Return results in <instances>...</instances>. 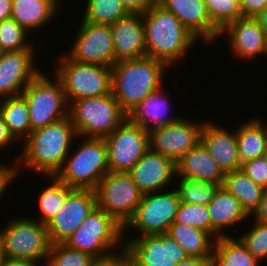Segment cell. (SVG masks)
Masks as SVG:
<instances>
[{"mask_svg":"<svg viewBox=\"0 0 267 266\" xmlns=\"http://www.w3.org/2000/svg\"><path fill=\"white\" fill-rule=\"evenodd\" d=\"M110 29L116 62L147 56L143 14L129 13L126 17L110 24Z\"/></svg>","mask_w":267,"mask_h":266,"instance_id":"obj_21","label":"cell"},{"mask_svg":"<svg viewBox=\"0 0 267 266\" xmlns=\"http://www.w3.org/2000/svg\"><path fill=\"white\" fill-rule=\"evenodd\" d=\"M94 191L97 207L123 227L133 217L143 196L128 172L109 171Z\"/></svg>","mask_w":267,"mask_h":266,"instance_id":"obj_10","label":"cell"},{"mask_svg":"<svg viewBox=\"0 0 267 266\" xmlns=\"http://www.w3.org/2000/svg\"><path fill=\"white\" fill-rule=\"evenodd\" d=\"M205 121L194 122L185 116L179 121L148 132L149 149L177 163L190 149L201 142Z\"/></svg>","mask_w":267,"mask_h":266,"instance_id":"obj_14","label":"cell"},{"mask_svg":"<svg viewBox=\"0 0 267 266\" xmlns=\"http://www.w3.org/2000/svg\"><path fill=\"white\" fill-rule=\"evenodd\" d=\"M252 225L239 239L254 257L262 261L267 259V224L254 221Z\"/></svg>","mask_w":267,"mask_h":266,"instance_id":"obj_39","label":"cell"},{"mask_svg":"<svg viewBox=\"0 0 267 266\" xmlns=\"http://www.w3.org/2000/svg\"><path fill=\"white\" fill-rule=\"evenodd\" d=\"M77 138L70 117L34 130L21 145L20 155L15 163L17 176L27 168L38 175L55 176L62 168L65 158L72 150ZM75 139V140H74Z\"/></svg>","mask_w":267,"mask_h":266,"instance_id":"obj_1","label":"cell"},{"mask_svg":"<svg viewBox=\"0 0 267 266\" xmlns=\"http://www.w3.org/2000/svg\"><path fill=\"white\" fill-rule=\"evenodd\" d=\"M174 266H212V257H188Z\"/></svg>","mask_w":267,"mask_h":266,"instance_id":"obj_47","label":"cell"},{"mask_svg":"<svg viewBox=\"0 0 267 266\" xmlns=\"http://www.w3.org/2000/svg\"><path fill=\"white\" fill-rule=\"evenodd\" d=\"M31 41L28 31L12 18L0 22V46L4 52L30 49Z\"/></svg>","mask_w":267,"mask_h":266,"instance_id":"obj_36","label":"cell"},{"mask_svg":"<svg viewBox=\"0 0 267 266\" xmlns=\"http://www.w3.org/2000/svg\"><path fill=\"white\" fill-rule=\"evenodd\" d=\"M81 139L77 150L68 154L55 177L73 188L94 190L109 172L107 144L104 138Z\"/></svg>","mask_w":267,"mask_h":266,"instance_id":"obj_4","label":"cell"},{"mask_svg":"<svg viewBox=\"0 0 267 266\" xmlns=\"http://www.w3.org/2000/svg\"><path fill=\"white\" fill-rule=\"evenodd\" d=\"M173 13L197 38L207 44L219 39L220 29L211 21L203 0H155Z\"/></svg>","mask_w":267,"mask_h":266,"instance_id":"obj_20","label":"cell"},{"mask_svg":"<svg viewBox=\"0 0 267 266\" xmlns=\"http://www.w3.org/2000/svg\"><path fill=\"white\" fill-rule=\"evenodd\" d=\"M3 53H4V51L1 49V46H0V58L3 55Z\"/></svg>","mask_w":267,"mask_h":266,"instance_id":"obj_53","label":"cell"},{"mask_svg":"<svg viewBox=\"0 0 267 266\" xmlns=\"http://www.w3.org/2000/svg\"><path fill=\"white\" fill-rule=\"evenodd\" d=\"M12 14V0H0V22L10 19Z\"/></svg>","mask_w":267,"mask_h":266,"instance_id":"obj_49","label":"cell"},{"mask_svg":"<svg viewBox=\"0 0 267 266\" xmlns=\"http://www.w3.org/2000/svg\"><path fill=\"white\" fill-rule=\"evenodd\" d=\"M0 114L15 141H25L30 136V112L21 95L0 99Z\"/></svg>","mask_w":267,"mask_h":266,"instance_id":"obj_31","label":"cell"},{"mask_svg":"<svg viewBox=\"0 0 267 266\" xmlns=\"http://www.w3.org/2000/svg\"><path fill=\"white\" fill-rule=\"evenodd\" d=\"M259 262L239 238L221 236L214 242L212 266H258Z\"/></svg>","mask_w":267,"mask_h":266,"instance_id":"obj_30","label":"cell"},{"mask_svg":"<svg viewBox=\"0 0 267 266\" xmlns=\"http://www.w3.org/2000/svg\"><path fill=\"white\" fill-rule=\"evenodd\" d=\"M243 17L257 16L266 6L267 0H239Z\"/></svg>","mask_w":267,"mask_h":266,"instance_id":"obj_41","label":"cell"},{"mask_svg":"<svg viewBox=\"0 0 267 266\" xmlns=\"http://www.w3.org/2000/svg\"><path fill=\"white\" fill-rule=\"evenodd\" d=\"M94 266H136V264L124 250L108 259L98 260Z\"/></svg>","mask_w":267,"mask_h":266,"instance_id":"obj_43","label":"cell"},{"mask_svg":"<svg viewBox=\"0 0 267 266\" xmlns=\"http://www.w3.org/2000/svg\"><path fill=\"white\" fill-rule=\"evenodd\" d=\"M174 222L202 229L212 236V222L207 205L181 201Z\"/></svg>","mask_w":267,"mask_h":266,"instance_id":"obj_37","label":"cell"},{"mask_svg":"<svg viewBox=\"0 0 267 266\" xmlns=\"http://www.w3.org/2000/svg\"><path fill=\"white\" fill-rule=\"evenodd\" d=\"M222 188L240 201L250 216L260 205L265 188L252 181L241 169L224 174Z\"/></svg>","mask_w":267,"mask_h":266,"instance_id":"obj_28","label":"cell"},{"mask_svg":"<svg viewBox=\"0 0 267 266\" xmlns=\"http://www.w3.org/2000/svg\"><path fill=\"white\" fill-rule=\"evenodd\" d=\"M35 51L33 45L30 49L3 53L0 58V99L20 96L41 72L35 64Z\"/></svg>","mask_w":267,"mask_h":266,"instance_id":"obj_17","label":"cell"},{"mask_svg":"<svg viewBox=\"0 0 267 266\" xmlns=\"http://www.w3.org/2000/svg\"><path fill=\"white\" fill-rule=\"evenodd\" d=\"M15 163L16 161L11 165H0V196L4 194L7 187L9 188V185L13 183L12 181H16L17 173Z\"/></svg>","mask_w":267,"mask_h":266,"instance_id":"obj_42","label":"cell"},{"mask_svg":"<svg viewBox=\"0 0 267 266\" xmlns=\"http://www.w3.org/2000/svg\"><path fill=\"white\" fill-rule=\"evenodd\" d=\"M173 189L144 194L133 217L123 227V235L129 228L141 236L167 233L181 202Z\"/></svg>","mask_w":267,"mask_h":266,"instance_id":"obj_11","label":"cell"},{"mask_svg":"<svg viewBox=\"0 0 267 266\" xmlns=\"http://www.w3.org/2000/svg\"><path fill=\"white\" fill-rule=\"evenodd\" d=\"M71 48L65 53L71 60L85 64L112 67L115 63L112 33L109 24L82 20L74 34Z\"/></svg>","mask_w":267,"mask_h":266,"instance_id":"obj_12","label":"cell"},{"mask_svg":"<svg viewBox=\"0 0 267 266\" xmlns=\"http://www.w3.org/2000/svg\"><path fill=\"white\" fill-rule=\"evenodd\" d=\"M47 180L50 179V185L45 187L39 193L38 208L40 210L39 217L36 219L42 224H47L62 207L65 200L69 196L70 192L74 189L73 187L60 182L55 176H47Z\"/></svg>","mask_w":267,"mask_h":266,"instance_id":"obj_32","label":"cell"},{"mask_svg":"<svg viewBox=\"0 0 267 266\" xmlns=\"http://www.w3.org/2000/svg\"><path fill=\"white\" fill-rule=\"evenodd\" d=\"M97 262L98 259L89 253L56 243L50 247L45 266H94Z\"/></svg>","mask_w":267,"mask_h":266,"instance_id":"obj_35","label":"cell"},{"mask_svg":"<svg viewBox=\"0 0 267 266\" xmlns=\"http://www.w3.org/2000/svg\"><path fill=\"white\" fill-rule=\"evenodd\" d=\"M222 35L227 36V45L238 59L249 62L267 54V34L255 18L243 17L226 24L219 37Z\"/></svg>","mask_w":267,"mask_h":266,"instance_id":"obj_18","label":"cell"},{"mask_svg":"<svg viewBox=\"0 0 267 266\" xmlns=\"http://www.w3.org/2000/svg\"><path fill=\"white\" fill-rule=\"evenodd\" d=\"M3 258L4 257H3V254H2V251H1V248H0V264H1V261H2Z\"/></svg>","mask_w":267,"mask_h":266,"instance_id":"obj_51","label":"cell"},{"mask_svg":"<svg viewBox=\"0 0 267 266\" xmlns=\"http://www.w3.org/2000/svg\"><path fill=\"white\" fill-rule=\"evenodd\" d=\"M58 59L59 64L53 74L62 82L69 104L82 98L112 93L111 67L79 63L71 60L66 54Z\"/></svg>","mask_w":267,"mask_h":266,"instance_id":"obj_8","label":"cell"},{"mask_svg":"<svg viewBox=\"0 0 267 266\" xmlns=\"http://www.w3.org/2000/svg\"><path fill=\"white\" fill-rule=\"evenodd\" d=\"M14 138L9 133L7 125L4 123V120L0 114V149L3 151L4 149H7L9 145L14 142Z\"/></svg>","mask_w":267,"mask_h":266,"instance_id":"obj_46","label":"cell"},{"mask_svg":"<svg viewBox=\"0 0 267 266\" xmlns=\"http://www.w3.org/2000/svg\"><path fill=\"white\" fill-rule=\"evenodd\" d=\"M104 140L109 171L129 172L149 149L148 132L127 119Z\"/></svg>","mask_w":267,"mask_h":266,"instance_id":"obj_13","label":"cell"},{"mask_svg":"<svg viewBox=\"0 0 267 266\" xmlns=\"http://www.w3.org/2000/svg\"><path fill=\"white\" fill-rule=\"evenodd\" d=\"M207 208L212 222V237L215 240L221 236H228L225 229L229 227L231 229L242 221L244 223V220L250 217L240 201L222 187L216 192Z\"/></svg>","mask_w":267,"mask_h":266,"instance_id":"obj_25","label":"cell"},{"mask_svg":"<svg viewBox=\"0 0 267 266\" xmlns=\"http://www.w3.org/2000/svg\"><path fill=\"white\" fill-rule=\"evenodd\" d=\"M240 169L256 184L267 188V162L263 156L245 161Z\"/></svg>","mask_w":267,"mask_h":266,"instance_id":"obj_40","label":"cell"},{"mask_svg":"<svg viewBox=\"0 0 267 266\" xmlns=\"http://www.w3.org/2000/svg\"><path fill=\"white\" fill-rule=\"evenodd\" d=\"M61 0H12L11 18L29 34L43 28L57 15Z\"/></svg>","mask_w":267,"mask_h":266,"instance_id":"obj_26","label":"cell"},{"mask_svg":"<svg viewBox=\"0 0 267 266\" xmlns=\"http://www.w3.org/2000/svg\"><path fill=\"white\" fill-rule=\"evenodd\" d=\"M164 86L150 93L126 113V119L147 132L179 121L180 115H170V102ZM169 114V115H168Z\"/></svg>","mask_w":267,"mask_h":266,"instance_id":"obj_23","label":"cell"},{"mask_svg":"<svg viewBox=\"0 0 267 266\" xmlns=\"http://www.w3.org/2000/svg\"><path fill=\"white\" fill-rule=\"evenodd\" d=\"M128 173L143 195L169 190L176 178V163L148 149Z\"/></svg>","mask_w":267,"mask_h":266,"instance_id":"obj_19","label":"cell"},{"mask_svg":"<svg viewBox=\"0 0 267 266\" xmlns=\"http://www.w3.org/2000/svg\"><path fill=\"white\" fill-rule=\"evenodd\" d=\"M124 8L128 13L132 14H143L150 6L155 2V0H120Z\"/></svg>","mask_w":267,"mask_h":266,"instance_id":"obj_44","label":"cell"},{"mask_svg":"<svg viewBox=\"0 0 267 266\" xmlns=\"http://www.w3.org/2000/svg\"><path fill=\"white\" fill-rule=\"evenodd\" d=\"M176 177L203 180L221 187L224 181L223 171L201 142L176 163Z\"/></svg>","mask_w":267,"mask_h":266,"instance_id":"obj_24","label":"cell"},{"mask_svg":"<svg viewBox=\"0 0 267 266\" xmlns=\"http://www.w3.org/2000/svg\"><path fill=\"white\" fill-rule=\"evenodd\" d=\"M254 18L267 34V6Z\"/></svg>","mask_w":267,"mask_h":266,"instance_id":"obj_50","label":"cell"},{"mask_svg":"<svg viewBox=\"0 0 267 266\" xmlns=\"http://www.w3.org/2000/svg\"><path fill=\"white\" fill-rule=\"evenodd\" d=\"M124 250L136 266H174L189 257L168 233L132 236L124 242Z\"/></svg>","mask_w":267,"mask_h":266,"instance_id":"obj_15","label":"cell"},{"mask_svg":"<svg viewBox=\"0 0 267 266\" xmlns=\"http://www.w3.org/2000/svg\"><path fill=\"white\" fill-rule=\"evenodd\" d=\"M147 57L163 61L169 68L177 65L197 38L170 11L156 1L143 13Z\"/></svg>","mask_w":267,"mask_h":266,"instance_id":"obj_2","label":"cell"},{"mask_svg":"<svg viewBox=\"0 0 267 266\" xmlns=\"http://www.w3.org/2000/svg\"><path fill=\"white\" fill-rule=\"evenodd\" d=\"M263 157L265 158V160H266V162H267V149H266V151H265Z\"/></svg>","mask_w":267,"mask_h":266,"instance_id":"obj_52","label":"cell"},{"mask_svg":"<svg viewBox=\"0 0 267 266\" xmlns=\"http://www.w3.org/2000/svg\"><path fill=\"white\" fill-rule=\"evenodd\" d=\"M0 266H43L33 260L12 259L4 257Z\"/></svg>","mask_w":267,"mask_h":266,"instance_id":"obj_48","label":"cell"},{"mask_svg":"<svg viewBox=\"0 0 267 266\" xmlns=\"http://www.w3.org/2000/svg\"><path fill=\"white\" fill-rule=\"evenodd\" d=\"M206 121L201 130V143L216 161L223 173L239 170L241 161L238 154L236 130Z\"/></svg>","mask_w":267,"mask_h":266,"instance_id":"obj_22","label":"cell"},{"mask_svg":"<svg viewBox=\"0 0 267 266\" xmlns=\"http://www.w3.org/2000/svg\"><path fill=\"white\" fill-rule=\"evenodd\" d=\"M69 117L79 138H105L126 119V113L109 93L72 101Z\"/></svg>","mask_w":267,"mask_h":266,"instance_id":"obj_6","label":"cell"},{"mask_svg":"<svg viewBox=\"0 0 267 266\" xmlns=\"http://www.w3.org/2000/svg\"><path fill=\"white\" fill-rule=\"evenodd\" d=\"M42 71L26 86L21 96L30 112L31 132L69 116V103L60 79Z\"/></svg>","mask_w":267,"mask_h":266,"instance_id":"obj_9","label":"cell"},{"mask_svg":"<svg viewBox=\"0 0 267 266\" xmlns=\"http://www.w3.org/2000/svg\"><path fill=\"white\" fill-rule=\"evenodd\" d=\"M251 216L254 218V221L267 224V188L264 190L260 205Z\"/></svg>","mask_w":267,"mask_h":266,"instance_id":"obj_45","label":"cell"},{"mask_svg":"<svg viewBox=\"0 0 267 266\" xmlns=\"http://www.w3.org/2000/svg\"><path fill=\"white\" fill-rule=\"evenodd\" d=\"M112 93L127 113L150 93L164 85L168 66L160 60L143 57L121 60L112 67Z\"/></svg>","mask_w":267,"mask_h":266,"instance_id":"obj_3","label":"cell"},{"mask_svg":"<svg viewBox=\"0 0 267 266\" xmlns=\"http://www.w3.org/2000/svg\"><path fill=\"white\" fill-rule=\"evenodd\" d=\"M239 125L236 128V137L241 163L262 157L267 149V123L260 117H254Z\"/></svg>","mask_w":267,"mask_h":266,"instance_id":"obj_27","label":"cell"},{"mask_svg":"<svg viewBox=\"0 0 267 266\" xmlns=\"http://www.w3.org/2000/svg\"><path fill=\"white\" fill-rule=\"evenodd\" d=\"M82 20L95 24H112L129 13L120 0H87Z\"/></svg>","mask_w":267,"mask_h":266,"instance_id":"obj_33","label":"cell"},{"mask_svg":"<svg viewBox=\"0 0 267 266\" xmlns=\"http://www.w3.org/2000/svg\"><path fill=\"white\" fill-rule=\"evenodd\" d=\"M211 21L221 30L226 24L243 18L239 0H203Z\"/></svg>","mask_w":267,"mask_h":266,"instance_id":"obj_38","label":"cell"},{"mask_svg":"<svg viewBox=\"0 0 267 266\" xmlns=\"http://www.w3.org/2000/svg\"><path fill=\"white\" fill-rule=\"evenodd\" d=\"M176 186L182 202L202 205H208L221 187L216 183L192 178H181Z\"/></svg>","mask_w":267,"mask_h":266,"instance_id":"obj_34","label":"cell"},{"mask_svg":"<svg viewBox=\"0 0 267 266\" xmlns=\"http://www.w3.org/2000/svg\"><path fill=\"white\" fill-rule=\"evenodd\" d=\"M123 226L111 215L96 207L64 242L68 248L105 260L124 251ZM119 244V245H118ZM115 246V247H114ZM121 248V251H114Z\"/></svg>","mask_w":267,"mask_h":266,"instance_id":"obj_5","label":"cell"},{"mask_svg":"<svg viewBox=\"0 0 267 266\" xmlns=\"http://www.w3.org/2000/svg\"><path fill=\"white\" fill-rule=\"evenodd\" d=\"M50 242L47 227L35 218H13L0 230V248L3 257L43 261L46 264Z\"/></svg>","mask_w":267,"mask_h":266,"instance_id":"obj_7","label":"cell"},{"mask_svg":"<svg viewBox=\"0 0 267 266\" xmlns=\"http://www.w3.org/2000/svg\"><path fill=\"white\" fill-rule=\"evenodd\" d=\"M96 207L94 190L74 188L55 216L46 224L50 242L63 243Z\"/></svg>","mask_w":267,"mask_h":266,"instance_id":"obj_16","label":"cell"},{"mask_svg":"<svg viewBox=\"0 0 267 266\" xmlns=\"http://www.w3.org/2000/svg\"><path fill=\"white\" fill-rule=\"evenodd\" d=\"M167 233L189 257H212L215 239L208 232L173 222Z\"/></svg>","mask_w":267,"mask_h":266,"instance_id":"obj_29","label":"cell"}]
</instances>
